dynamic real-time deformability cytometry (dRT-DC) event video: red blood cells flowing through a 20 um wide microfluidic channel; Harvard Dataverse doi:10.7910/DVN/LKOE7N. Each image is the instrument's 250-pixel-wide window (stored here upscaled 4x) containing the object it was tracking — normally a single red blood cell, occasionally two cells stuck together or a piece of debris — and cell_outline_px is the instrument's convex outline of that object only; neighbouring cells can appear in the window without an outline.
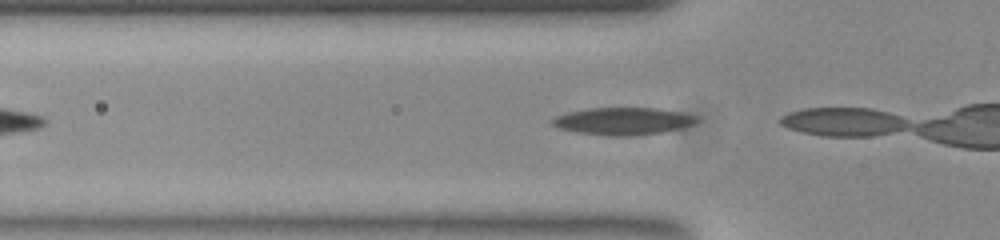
{"species": "common noctule bat (a hibernating species)", "species_latin": "Nyctalus noctula", "temperature_condition": "room temperature", "stored_images_in_passage": 11, "camera_frame_rate_fps": 3000, "um_per_image_px": 0.085, "animal": {"sex": "female", "body_mass_g": 23.0, "forearm_length_mm": 53.4}, "frame": {"image": 1, "passage_image": 8, "time_ms": 2.333, "image_size_px": [1000, 240], "cell_outline_px": [[700, 120], [692, 124], [680, 128], [660, 132], [616, 136], [580, 132], [564, 128], [552, 124], [552, 120], [556, 116], [568, 112], [588, 108], [656, 108], [680, 112], [696, 116]], "centroid_in_image_um": [52.99, 10.27], "position_along_channel_um": 72.8, "area_um2": 22.25}}